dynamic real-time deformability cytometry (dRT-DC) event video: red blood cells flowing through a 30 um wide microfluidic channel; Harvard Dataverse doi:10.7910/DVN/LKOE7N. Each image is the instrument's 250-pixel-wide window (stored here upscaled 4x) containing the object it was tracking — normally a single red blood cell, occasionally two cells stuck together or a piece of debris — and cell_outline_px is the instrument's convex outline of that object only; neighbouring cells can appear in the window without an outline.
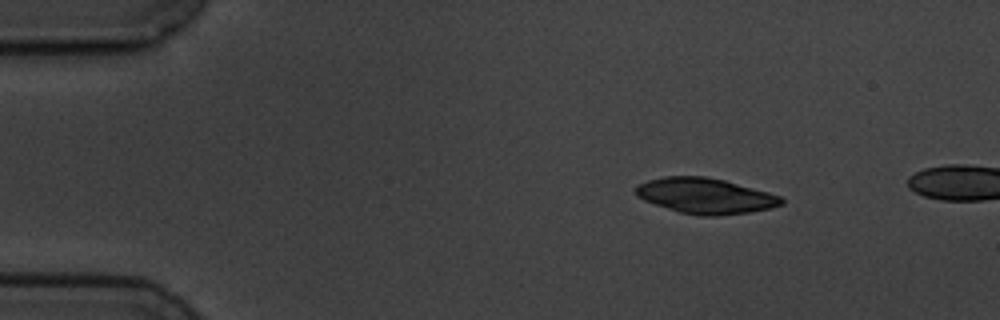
{"species": "common noctule bat (a hibernating species)", "species_latin": "Nyctalus noctula", "temperature_condition": "cold", "stored_images_in_passage": 2, "camera_frame_rate_fps": 3000, "um_per_image_px": 0.085, "animal": {"sex": "male", "body_mass_g": 19.5, "forearm_length_mm": 54.6}, "frame": {"image": 1, "passage_image": 1, "time_ms": 0.0, "image_size_px": [1000, 320], "cell_outline_px": [[784, 204], [772, 208], [748, 212], [716, 216], [704, 216], [680, 212], [644, 200], [636, 196], [636, 188], [640, 184], [648, 180], [664, 176], [704, 176], [724, 180], [768, 192], [780, 196], [784, 200]], "centroid_in_image_um": [59.98, 16.64], "position_along_channel_um": 25.0, "area_um2": 29.88}}